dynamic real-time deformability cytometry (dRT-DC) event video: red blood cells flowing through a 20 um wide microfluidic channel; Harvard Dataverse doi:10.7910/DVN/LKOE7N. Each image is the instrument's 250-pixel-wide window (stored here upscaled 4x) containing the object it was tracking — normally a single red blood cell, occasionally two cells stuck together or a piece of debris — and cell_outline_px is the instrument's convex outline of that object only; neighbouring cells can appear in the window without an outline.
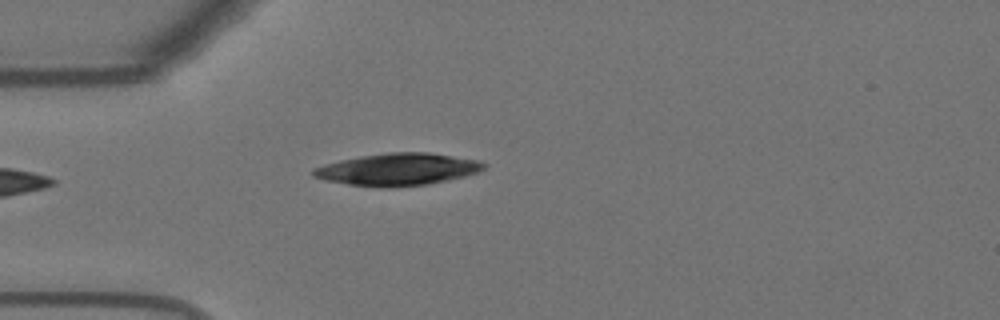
{"species": "Egyptian fruit bat (a non-hibernating species)", "species_latin": "Rousettus aegyptiacus", "temperature_condition": "warm", "stored_images_in_passage": 38, "camera_frame_rate_fps": 3000, "um_per_image_px": 0.085, "animal": {"sex": "female"}, "frame": {"image": 1, "passage_image": 1, "time_ms": 0.0, "image_size_px": [1000, 320], "cell_outline_px": [[484, 168], [476, 172], [464, 176], [448, 180], [428, 184], [392, 188], [380, 188], [348, 184], [324, 180], [312, 176], [312, 168], [324, 164], [340, 160], [360, 156], [388, 152], [428, 152], [480, 160], [484, 164]], "centroid_in_image_um": [33.76, 14.4], "position_along_channel_um": 51.2, "area_um2": 32.14}}
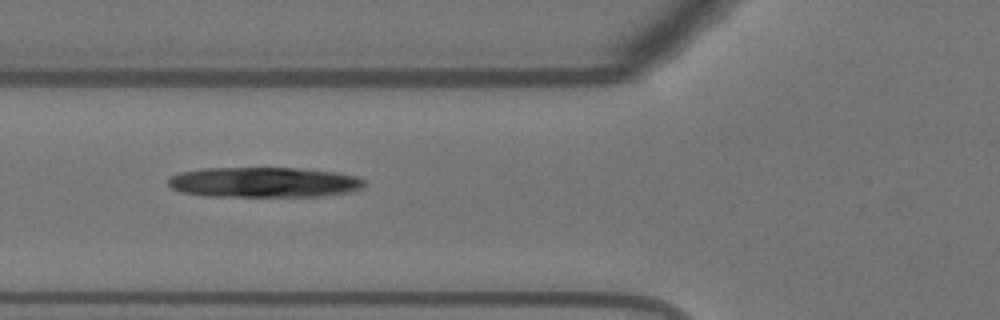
{"frame": {"image": 2, "passage_image": 6, "time_ms": 1.667, "image_size_px": [1000, 320], "cell_outline_px": [[364, 184], [360, 188], [348, 192], [320, 196], [204, 196], [180, 192], [172, 188], [168, 184], [168, 180], [172, 176], [180, 172], [204, 168], [300, 168], [336, 172], [356, 176], [364, 180]], "centroid_in_image_um": [22.4, 15.49], "position_along_channel_um": 103.4, "area_um2": 34.51}}
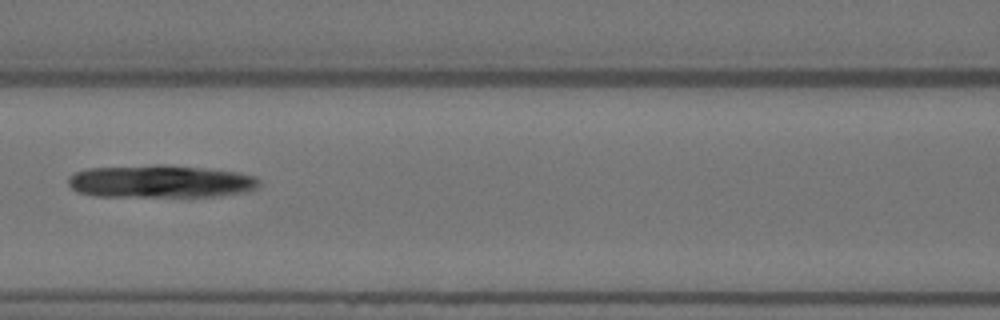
{"frame": {"image": 3, "passage_image": 10, "time_ms": 3.0, "image_size_px": [1000, 320], "cell_outline_px": [[260, 184], [256, 188], [244, 192], [212, 196], [96, 196], [76, 192], [68, 184], [68, 176], [76, 172], [88, 168], [156, 164], [160, 164], [204, 168], [236, 172], [256, 176], [260, 180]], "centroid_in_image_um": [13.61, 15.41], "position_along_channel_um": 153.0, "area_um2": 36.41}}